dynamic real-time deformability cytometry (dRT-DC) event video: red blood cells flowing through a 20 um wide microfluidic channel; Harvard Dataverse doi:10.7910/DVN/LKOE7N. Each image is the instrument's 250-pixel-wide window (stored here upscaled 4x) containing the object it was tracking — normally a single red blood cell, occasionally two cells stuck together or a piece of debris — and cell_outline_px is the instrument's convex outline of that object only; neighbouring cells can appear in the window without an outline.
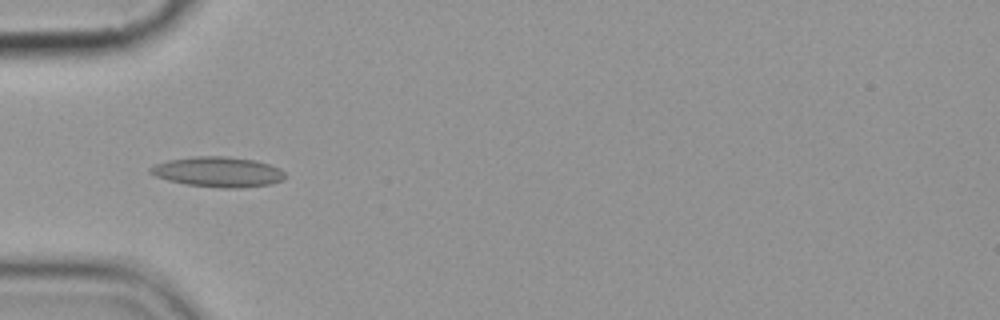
{"species": "common noctule bat (a hibernating species)", "species_latin": "Nyctalus noctula", "temperature_condition": "cold", "stored_images_in_passage": 11, "camera_frame_rate_fps": 3000, "um_per_image_px": 0.085, "animal": {"sex": "female", "body_mass_g": 19.9}, "frame": {"image": 1, "passage_image": 5, "time_ms": 5.667, "image_size_px": [1000, 320], "cell_outline_px": [[284, 180], [268, 184], [236, 188], [220, 188], [184, 184], [168, 180], [156, 176], [148, 172], [148, 168], [156, 164], [168, 160], [192, 156], [224, 156], [256, 160], [280, 168], [284, 172]], "centroid_in_image_um": [18.51, 14.6], "position_along_channel_um": 66.5, "area_um2": 23.7}}
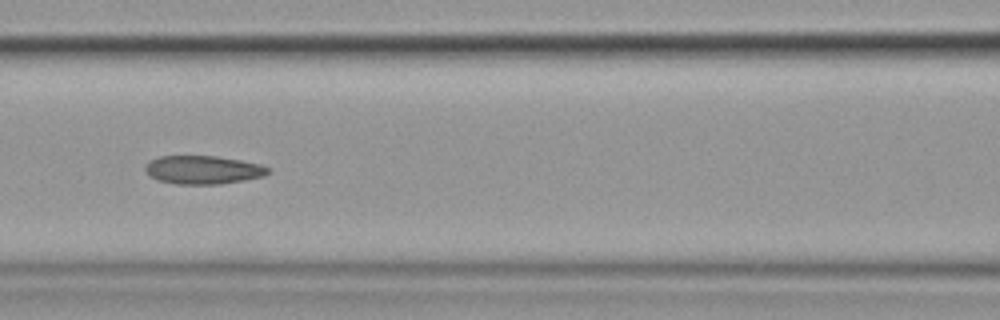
{"frame": {"image": 2, "passage_image": 7, "time_ms": 8.0, "image_size_px": [1000, 320], "cell_outline_px": [[268, 172], [264, 176], [244, 180], [220, 184], [176, 184], [156, 180], [144, 168], [148, 160], [160, 156], [216, 156], [240, 160], [260, 164], [268, 168]], "centroid_in_image_um": [17.23, 14.43], "position_along_channel_um": 149.4, "area_um2": 20.23}}